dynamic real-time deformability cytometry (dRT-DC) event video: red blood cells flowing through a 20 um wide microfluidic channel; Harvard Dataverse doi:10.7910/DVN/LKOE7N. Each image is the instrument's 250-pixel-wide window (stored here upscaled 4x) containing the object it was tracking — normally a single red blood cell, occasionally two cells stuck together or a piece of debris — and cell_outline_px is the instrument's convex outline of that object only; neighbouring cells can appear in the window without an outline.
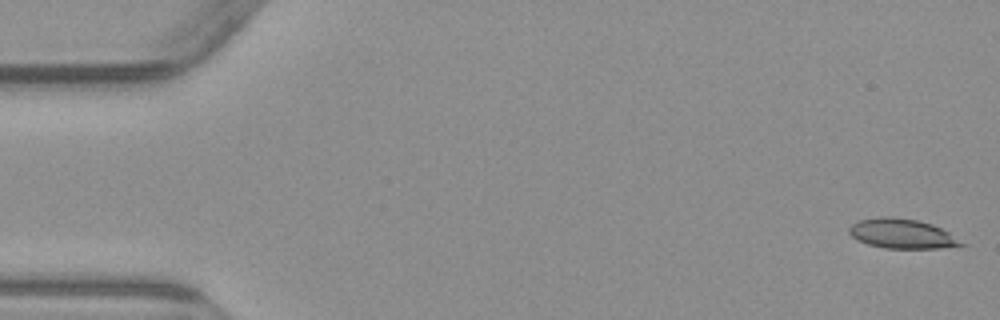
{"species": "common noctule bat (a hibernating species)", "species_latin": "Nyctalus noctula", "temperature_condition": "warm", "stored_images_in_passage": 5, "camera_frame_rate_fps": 3000, "um_per_image_px": 0.085, "animal": {"sex": "male", "body_mass_g": 23.1, "forearm_length_mm": 52.7}, "frame": {"image": 1, "passage_image": 1, "time_ms": 0.0, "image_size_px": [1000, 320], "cell_outline_px": [[968, 244], [940, 248], [884, 248], [868, 244], [856, 240], [848, 232], [848, 228], [852, 224], [860, 220], [880, 216], [888, 216], [916, 220], [932, 224], [948, 232]], "centroid_in_image_um": [76.65, 19.86], "position_along_channel_um": 8.4, "area_um2": 19.31}}
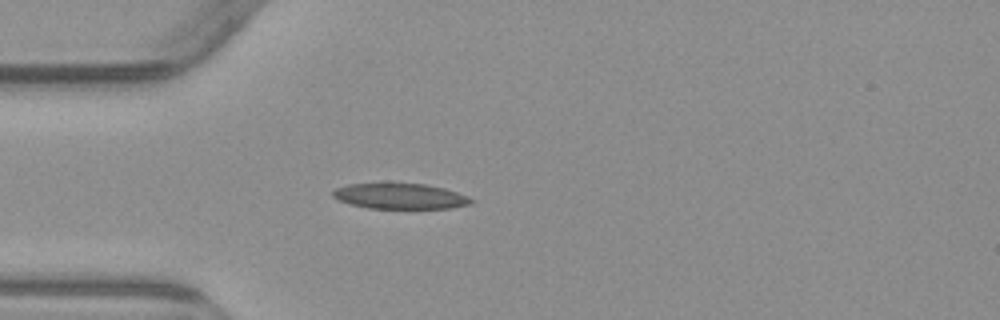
{"frame": {"image": 2, "passage_image": 5, "time_ms": 4.667, "image_size_px": [1000, 320], "cell_outline_px": [[476, 200], [472, 204], [452, 208], [368, 208], [348, 204], [332, 196], [332, 192], [336, 188], [348, 184], [384, 180], [424, 184], [444, 188], [468, 196]], "centroid_in_image_um": [33.98, 16.63], "position_along_channel_um": 51.0, "area_um2": 21.56}}